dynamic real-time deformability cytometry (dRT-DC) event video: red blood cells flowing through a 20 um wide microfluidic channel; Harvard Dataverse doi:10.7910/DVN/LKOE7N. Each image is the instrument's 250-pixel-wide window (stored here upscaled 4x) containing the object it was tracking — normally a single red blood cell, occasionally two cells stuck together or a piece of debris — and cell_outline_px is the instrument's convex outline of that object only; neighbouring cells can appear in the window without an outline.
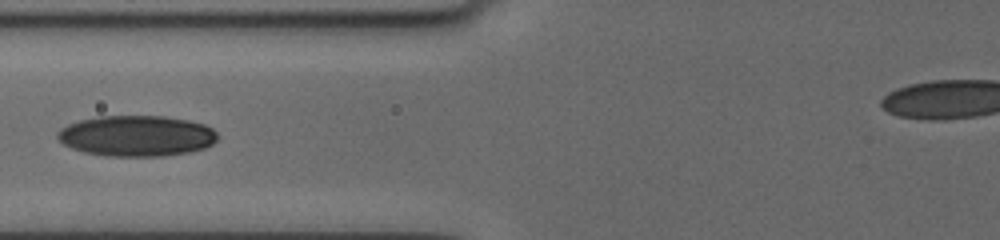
{"species": "human", "species_latin": "Homo sapiens", "temperature_condition": "cold", "stored_images_in_passage": 12, "camera_frame_rate_fps": 3000, "um_per_image_px": 0.085, "donor": {"sex": "female"}, "frame": {"image": 1, "passage_image": 12, "time_ms": 9.667, "image_size_px": [1000, 240], "cell_outline_px": [[216, 140], [212, 144], [204, 148], [188, 152], [160, 156], [108, 156], [84, 152], [72, 148], [64, 144], [56, 136], [56, 132], [60, 128], [68, 124], [80, 120], [100, 116], [164, 116], [188, 120], [204, 124], [212, 128], [216, 132]], "centroid_in_image_um": [11.59, 11.54], "position_along_channel_um": 114.2, "area_um2": 37.97}}